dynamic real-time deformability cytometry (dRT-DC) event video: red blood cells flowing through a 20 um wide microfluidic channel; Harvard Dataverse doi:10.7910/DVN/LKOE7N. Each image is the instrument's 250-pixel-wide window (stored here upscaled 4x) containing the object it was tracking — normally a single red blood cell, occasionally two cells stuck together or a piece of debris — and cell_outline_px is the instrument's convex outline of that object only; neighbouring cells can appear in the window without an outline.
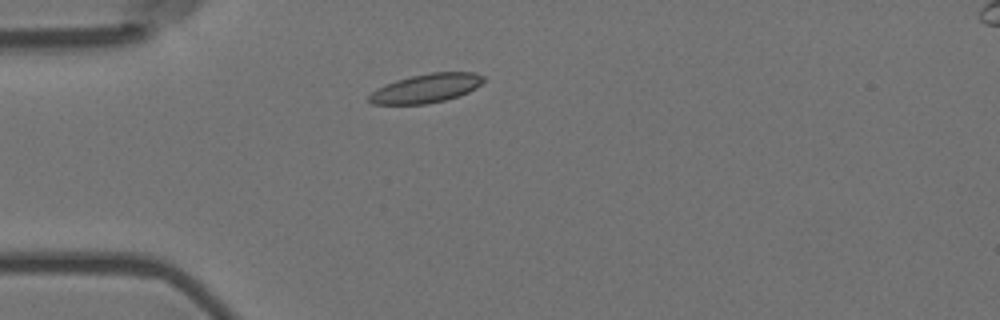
{"species": "Egyptian fruit bat (a non-hibernating species)", "species_latin": "Rousettus aegyptiacus", "temperature_condition": "room temperature", "stored_images_in_passage": 5, "camera_frame_rate_fps": 3000, "um_per_image_px": 0.085, "animal": {"sex": "female"}, "frame": {"image": 1, "passage_image": 3, "time_ms": 0.667, "image_size_px": [1000, 320], "cell_outline_px": [[484, 80], [476, 88], [460, 96], [444, 100], [424, 104], [372, 104], [368, 100], [368, 96], [376, 88], [396, 80], [412, 76], [432, 72], [476, 72], [484, 76]], "centroid_in_image_um": [36.23, 7.5], "position_along_channel_um": 48.8, "area_um2": 19.25}}
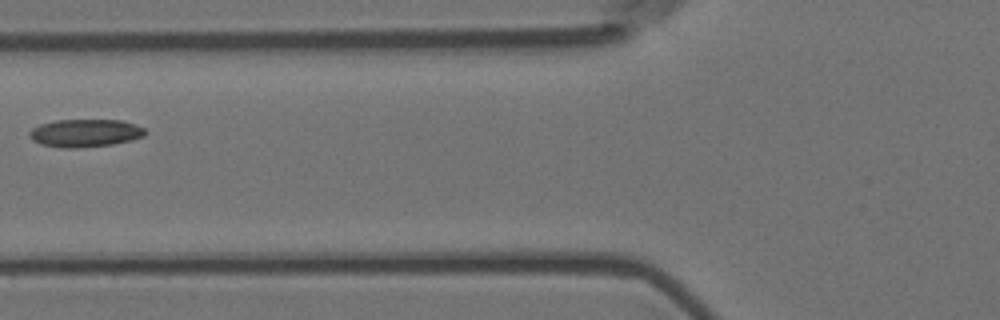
{"frame": {"image": 2, "passage_image": 5, "time_ms": 1.333, "image_size_px": [1000, 320], "cell_outline_px": [[148, 132], [144, 136], [132, 140], [112, 144], [76, 148], [64, 148], [40, 144], [32, 140], [28, 136], [28, 132], [32, 128], [40, 124], [56, 120], [120, 120], [144, 128]], "centroid_in_image_um": [7.21, 11.31], "position_along_channel_um": 118.6, "area_um2": 18.79}}